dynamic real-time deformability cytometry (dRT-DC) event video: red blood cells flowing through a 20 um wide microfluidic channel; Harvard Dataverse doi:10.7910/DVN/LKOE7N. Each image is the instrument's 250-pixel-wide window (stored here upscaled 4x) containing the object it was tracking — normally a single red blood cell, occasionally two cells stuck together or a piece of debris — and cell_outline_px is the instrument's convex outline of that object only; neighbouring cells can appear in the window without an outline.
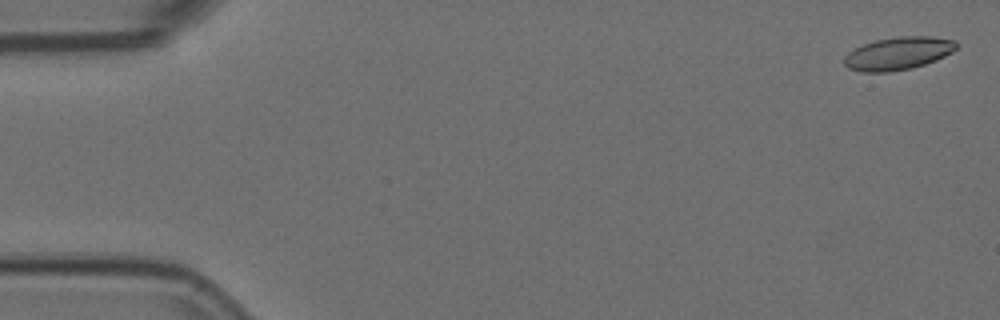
{"species": "Egyptian fruit bat (a non-hibernating species)", "species_latin": "Rousettus aegyptiacus", "temperature_condition": "room temperature", "stored_images_in_passage": 56, "camera_frame_rate_fps": 3000, "um_per_image_px": 0.085, "animal": {"sex": "female"}, "frame": {"image": 1, "passage_image": 2, "time_ms": 0.333, "image_size_px": [1000, 320], "cell_outline_px": [[956, 48], [952, 52], [936, 60], [912, 68], [888, 72], [860, 72], [848, 68], [844, 64], [844, 56], [848, 52], [864, 44], [876, 40], [900, 36], [928, 36], [956, 40]], "centroid_in_image_um": [76.33, 4.54], "position_along_channel_um": 8.7, "area_um2": 21.39}}
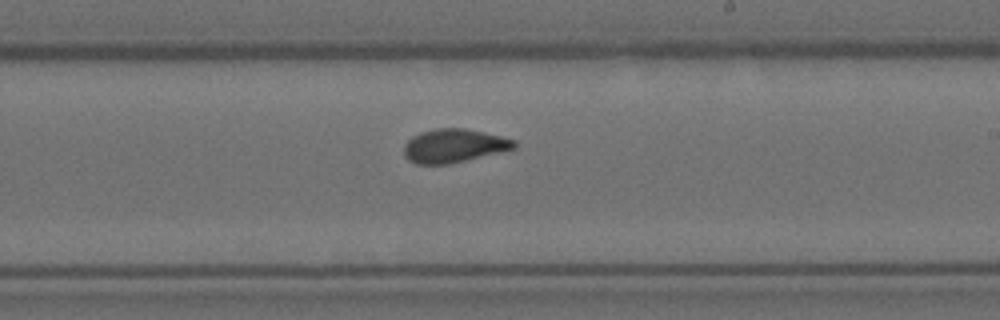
{"frame": {"image": 2, "passage_image": 33, "time_ms": 10.667, "image_size_px": [1000, 320], "cell_outline_px": [[516, 148], [448, 164], [416, 164], [408, 160], [404, 156], [404, 144], [412, 136], [420, 132], [436, 128], [464, 128], [484, 132], [516, 140]], "centroid_in_image_um": [38.55, 12.38], "position_along_channel_um": 250.5, "area_um2": 21.5}}
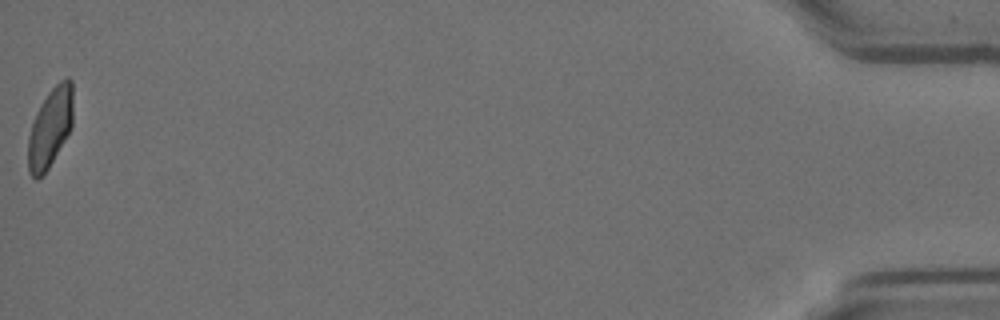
{"frame": {"image": 3, "passage_image": 56, "time_ms": 18.333, "image_size_px": [1000, 320], "cell_outline_px": [[72, 124], [64, 140], [48, 168], [36, 180], [28, 172], [28, 136], [36, 112], [40, 104], [48, 92], [60, 80], [68, 76], [72, 80]], "centroid_in_image_um": [4.25, 10.81], "position_along_channel_um": 431.0, "area_um2": 20.52}, "authors_computed_cell_mechanics": {"area_um2": 21.3571, "velocity_mm_per_s": 3.6678, "shape_relaxation_time_tau1_ms": 11.1538, "shape_relaxation_time_tau2_ms": 1.1421, "deformation_change_tau1": 0.2419, "deformation_change_tau2": 0.06}}